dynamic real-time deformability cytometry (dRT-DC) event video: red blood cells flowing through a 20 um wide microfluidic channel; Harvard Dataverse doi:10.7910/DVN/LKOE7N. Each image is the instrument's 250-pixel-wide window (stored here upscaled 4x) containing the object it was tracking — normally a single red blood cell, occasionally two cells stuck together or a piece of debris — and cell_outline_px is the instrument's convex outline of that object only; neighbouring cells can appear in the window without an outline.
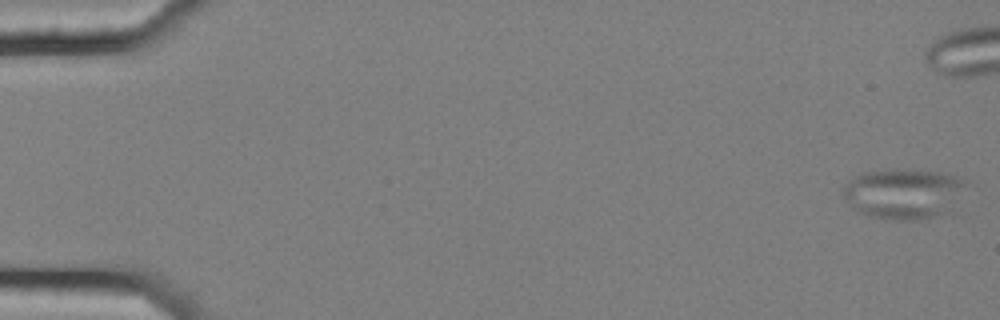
{"species": "common noctule bat (a hibernating species)", "species_latin": "Nyctalus noctula", "temperature_condition": "cold", "stored_images_in_passage": 46, "camera_frame_rate_fps": 3000, "um_per_image_px": 0.085, "animal": {"sex": "female", "body_mass_g": 25.1}, "frame": {"image": 1, "passage_image": 1, "time_ms": 0.0, "image_size_px": [1000, 320], "cell_outline_px": [[968, 184], [940, 216], [916, 220], [896, 220], [868, 216], [856, 212], [852, 208], [840, 192], [844, 184], [860, 172], [892, 168], [896, 168], [936, 172], [968, 180]], "centroid_in_image_um": [76.68, 16.44], "position_along_channel_um": 8.3, "area_um2": 36.13}}